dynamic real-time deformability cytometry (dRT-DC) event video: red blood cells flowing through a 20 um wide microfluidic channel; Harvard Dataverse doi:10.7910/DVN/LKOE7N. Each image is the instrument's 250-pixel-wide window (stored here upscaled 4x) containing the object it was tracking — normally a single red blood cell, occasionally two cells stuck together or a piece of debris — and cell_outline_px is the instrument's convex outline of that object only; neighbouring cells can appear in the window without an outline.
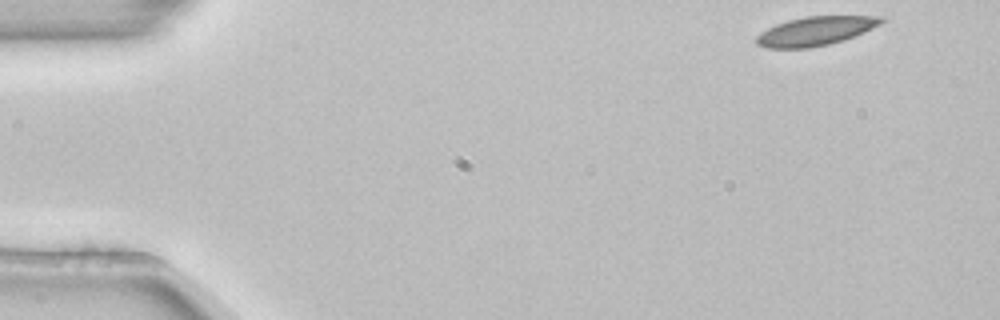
{"species": "common noctule bat (a hibernating species)", "species_latin": "Nyctalus noctula", "temperature_condition": "room temperature", "stored_images_in_passage": 4, "camera_frame_rate_fps": 3000, "um_per_image_px": 0.085, "animal": {"sex": "female", "body_mass_g": 22.7, "forearm_length_mm": 54.2}, "frame": {"image": 1, "passage_image": 1, "time_ms": 0.0, "image_size_px": [1000, 320], "cell_outline_px": [[884, 20], [880, 24], [872, 28], [844, 40], [828, 44], [808, 48], [764, 48], [756, 44], [756, 36], [760, 32], [776, 24], [788, 20], [804, 16], [884, 16]], "centroid_in_image_um": [69.28, 2.64], "position_along_channel_um": 15.7, "area_um2": 20.98}}
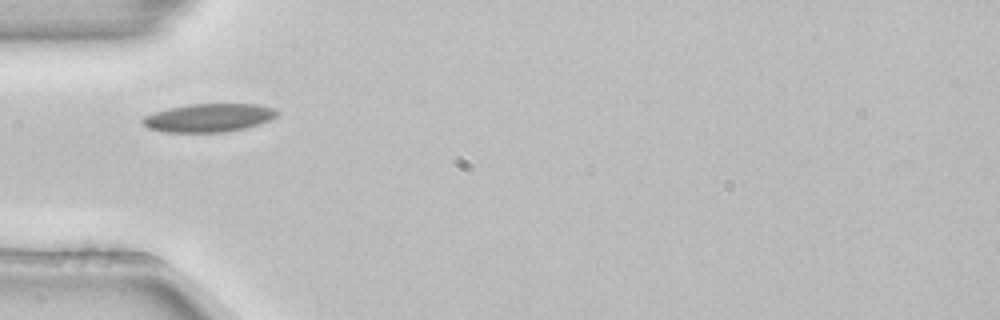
{"frame": {"image": 2, "passage_image": 3, "time_ms": 0.667, "image_size_px": [1000, 320], "cell_outline_px": [[280, 112], [276, 116], [260, 124], [244, 128], [224, 132], [164, 132], [148, 128], [140, 120], [144, 116], [168, 108], [188, 104], [256, 104], [272, 108]], "centroid_in_image_um": [17.73, 10.01], "position_along_channel_um": 67.3, "area_um2": 22.08}}